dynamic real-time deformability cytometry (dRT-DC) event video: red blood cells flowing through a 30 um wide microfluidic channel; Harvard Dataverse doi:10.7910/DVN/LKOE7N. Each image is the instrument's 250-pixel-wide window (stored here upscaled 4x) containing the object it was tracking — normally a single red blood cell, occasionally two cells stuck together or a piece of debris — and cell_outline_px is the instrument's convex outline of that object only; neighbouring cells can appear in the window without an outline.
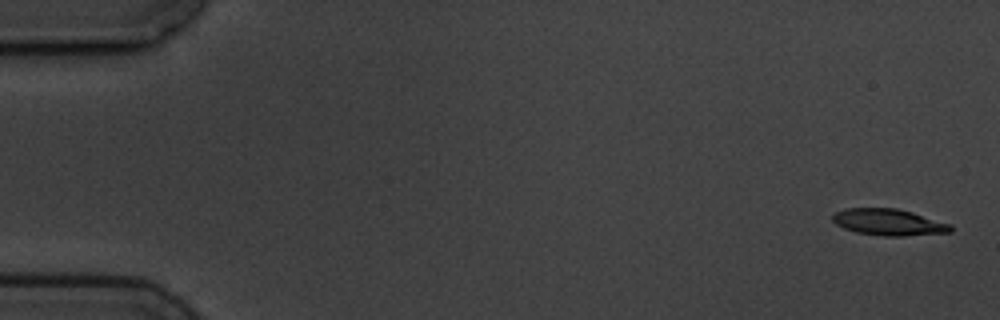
{"species": "common noctule bat (a hibernating species)", "species_latin": "Nyctalus noctula", "temperature_condition": "cold", "stored_images_in_passage": 6, "camera_frame_rate_fps": 3000, "um_per_image_px": 0.085, "animal": {"sex": "male", "body_mass_g": 19.5, "forearm_length_mm": 54.6}, "frame": {"image": 1, "passage_image": 1, "time_ms": 0.0, "image_size_px": [1000, 320], "cell_outline_px": [[952, 232], [904, 236], [884, 236], [856, 232], [844, 228], [836, 224], [832, 220], [832, 216], [836, 212], [844, 208], [896, 208], [912, 212], [952, 224]], "centroid_in_image_um": [75.55, 18.88], "position_along_channel_um": 9.5, "area_um2": 18.26}}
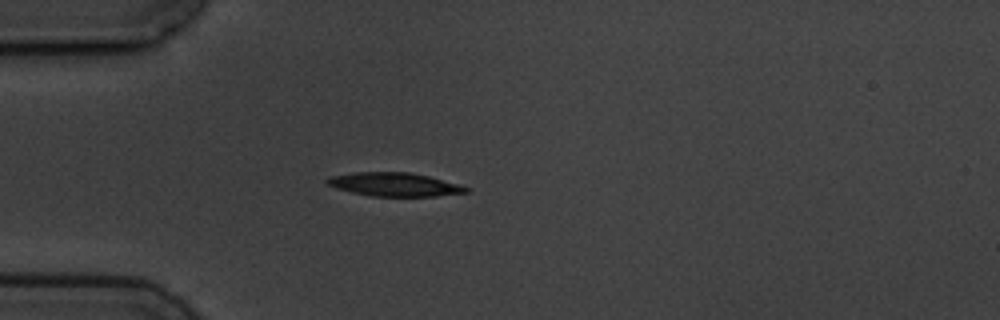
{"frame": {"image": 2, "passage_image": 5, "time_ms": 4.667, "image_size_px": [1000, 320], "cell_outline_px": [[468, 192], [436, 196], [372, 196], [352, 192], [336, 188], [328, 184], [324, 180], [328, 176], [356, 172], [412, 172], [460, 184], [468, 188]], "centroid_in_image_um": [33.51, 15.67], "position_along_channel_um": 51.5, "area_um2": 19.07}}